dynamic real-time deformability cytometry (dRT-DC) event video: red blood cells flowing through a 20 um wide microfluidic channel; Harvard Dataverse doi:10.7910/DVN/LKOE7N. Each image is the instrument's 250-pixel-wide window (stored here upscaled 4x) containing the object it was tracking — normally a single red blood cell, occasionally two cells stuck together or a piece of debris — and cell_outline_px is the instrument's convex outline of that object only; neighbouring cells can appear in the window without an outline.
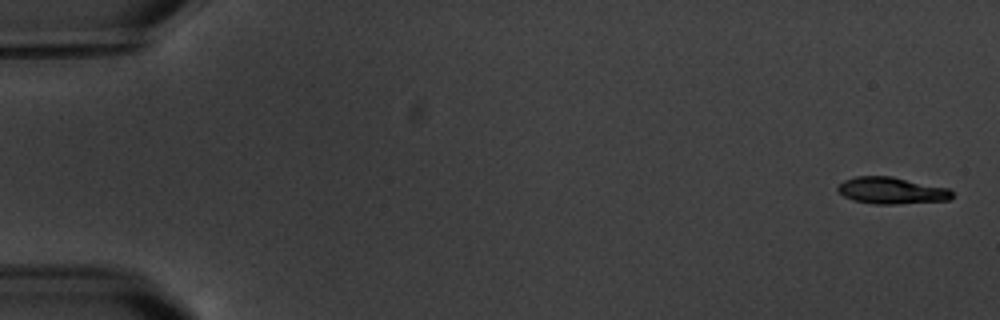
{"species": "common noctule bat (a hibernating species)", "species_latin": "Nyctalus noctula", "temperature_condition": "warm", "stored_images_in_passage": 5, "camera_frame_rate_fps": 3000, "um_per_image_px": 0.085, "animal": {"sex": "male", "body_mass_g": 20.1, "forearm_length_mm": 53.5}, "frame": {"image": 1, "passage_image": 1, "time_ms": 0.0, "image_size_px": [1000, 320], "cell_outline_px": [[952, 196], [948, 200], [896, 204], [876, 204], [852, 200], [844, 196], [836, 188], [844, 180], [856, 176], [892, 176], [948, 188], [952, 192]], "centroid_in_image_um": [75.76, 16.19], "position_along_channel_um": 9.2, "area_um2": 17.69}}
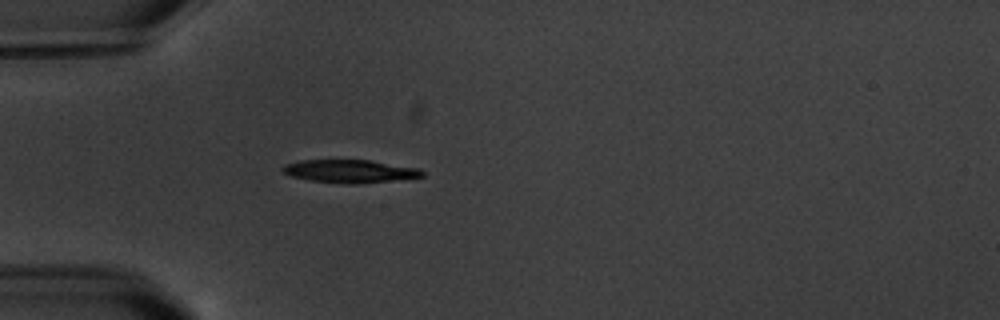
{"frame": {"image": 2, "passage_image": 5, "time_ms": 5.333, "image_size_px": [1000, 320], "cell_outline_px": [[424, 176], [356, 184], [348, 184], [312, 180], [288, 176], [280, 168], [284, 164], [300, 160], [368, 160], [420, 168], [424, 172]], "centroid_in_image_um": [29.69, 14.54], "position_along_channel_um": 55.3, "area_um2": 18.55}}